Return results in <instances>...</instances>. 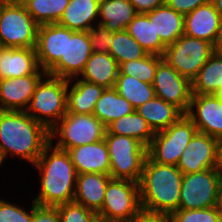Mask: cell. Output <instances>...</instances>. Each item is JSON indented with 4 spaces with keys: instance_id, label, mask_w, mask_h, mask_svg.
<instances>
[{
    "instance_id": "1",
    "label": "cell",
    "mask_w": 222,
    "mask_h": 222,
    "mask_svg": "<svg viewBox=\"0 0 222 222\" xmlns=\"http://www.w3.org/2000/svg\"><path fill=\"white\" fill-rule=\"evenodd\" d=\"M50 143V130L25 111L0 110V150L34 165ZM10 154V155H9Z\"/></svg>"
},
{
    "instance_id": "2",
    "label": "cell",
    "mask_w": 222,
    "mask_h": 222,
    "mask_svg": "<svg viewBox=\"0 0 222 222\" xmlns=\"http://www.w3.org/2000/svg\"><path fill=\"white\" fill-rule=\"evenodd\" d=\"M33 166L41 175L39 194L33 199L37 205L56 207L73 201L77 172L66 150L50 142Z\"/></svg>"
},
{
    "instance_id": "3",
    "label": "cell",
    "mask_w": 222,
    "mask_h": 222,
    "mask_svg": "<svg viewBox=\"0 0 222 222\" xmlns=\"http://www.w3.org/2000/svg\"><path fill=\"white\" fill-rule=\"evenodd\" d=\"M182 171L174 165L145 160L139 181L141 208L171 215L178 210Z\"/></svg>"
},
{
    "instance_id": "4",
    "label": "cell",
    "mask_w": 222,
    "mask_h": 222,
    "mask_svg": "<svg viewBox=\"0 0 222 222\" xmlns=\"http://www.w3.org/2000/svg\"><path fill=\"white\" fill-rule=\"evenodd\" d=\"M67 84L66 79L46 74L25 112L51 130L67 112Z\"/></svg>"
},
{
    "instance_id": "5",
    "label": "cell",
    "mask_w": 222,
    "mask_h": 222,
    "mask_svg": "<svg viewBox=\"0 0 222 222\" xmlns=\"http://www.w3.org/2000/svg\"><path fill=\"white\" fill-rule=\"evenodd\" d=\"M38 24L19 0H0V46L36 48Z\"/></svg>"
},
{
    "instance_id": "6",
    "label": "cell",
    "mask_w": 222,
    "mask_h": 222,
    "mask_svg": "<svg viewBox=\"0 0 222 222\" xmlns=\"http://www.w3.org/2000/svg\"><path fill=\"white\" fill-rule=\"evenodd\" d=\"M112 179L140 181L147 158V147L133 137L105 134Z\"/></svg>"
},
{
    "instance_id": "7",
    "label": "cell",
    "mask_w": 222,
    "mask_h": 222,
    "mask_svg": "<svg viewBox=\"0 0 222 222\" xmlns=\"http://www.w3.org/2000/svg\"><path fill=\"white\" fill-rule=\"evenodd\" d=\"M106 126L93 114H72L68 111L50 130V142L57 138L55 147L68 150L104 139Z\"/></svg>"
},
{
    "instance_id": "8",
    "label": "cell",
    "mask_w": 222,
    "mask_h": 222,
    "mask_svg": "<svg viewBox=\"0 0 222 222\" xmlns=\"http://www.w3.org/2000/svg\"><path fill=\"white\" fill-rule=\"evenodd\" d=\"M196 132L193 121L183 114L168 128L155 132L147 147V156L158 164L177 166L183 151Z\"/></svg>"
},
{
    "instance_id": "9",
    "label": "cell",
    "mask_w": 222,
    "mask_h": 222,
    "mask_svg": "<svg viewBox=\"0 0 222 222\" xmlns=\"http://www.w3.org/2000/svg\"><path fill=\"white\" fill-rule=\"evenodd\" d=\"M222 185L220 168L183 174L178 210L205 209L219 205Z\"/></svg>"
},
{
    "instance_id": "10",
    "label": "cell",
    "mask_w": 222,
    "mask_h": 222,
    "mask_svg": "<svg viewBox=\"0 0 222 222\" xmlns=\"http://www.w3.org/2000/svg\"><path fill=\"white\" fill-rule=\"evenodd\" d=\"M213 53L211 43L183 34L165 48L162 57L181 76L192 81Z\"/></svg>"
},
{
    "instance_id": "11",
    "label": "cell",
    "mask_w": 222,
    "mask_h": 222,
    "mask_svg": "<svg viewBox=\"0 0 222 222\" xmlns=\"http://www.w3.org/2000/svg\"><path fill=\"white\" fill-rule=\"evenodd\" d=\"M139 183L126 179H111L98 216L106 220L129 222L140 210Z\"/></svg>"
},
{
    "instance_id": "12",
    "label": "cell",
    "mask_w": 222,
    "mask_h": 222,
    "mask_svg": "<svg viewBox=\"0 0 222 222\" xmlns=\"http://www.w3.org/2000/svg\"><path fill=\"white\" fill-rule=\"evenodd\" d=\"M155 95L187 114L191 98V81L181 76L164 59L158 64L153 80Z\"/></svg>"
},
{
    "instance_id": "13",
    "label": "cell",
    "mask_w": 222,
    "mask_h": 222,
    "mask_svg": "<svg viewBox=\"0 0 222 222\" xmlns=\"http://www.w3.org/2000/svg\"><path fill=\"white\" fill-rule=\"evenodd\" d=\"M91 54L88 31H72L66 28L65 57H61L47 74L66 80L77 78L82 73Z\"/></svg>"
},
{
    "instance_id": "14",
    "label": "cell",
    "mask_w": 222,
    "mask_h": 222,
    "mask_svg": "<svg viewBox=\"0 0 222 222\" xmlns=\"http://www.w3.org/2000/svg\"><path fill=\"white\" fill-rule=\"evenodd\" d=\"M177 167L183 174L219 168L218 139L197 131L183 151Z\"/></svg>"
},
{
    "instance_id": "15",
    "label": "cell",
    "mask_w": 222,
    "mask_h": 222,
    "mask_svg": "<svg viewBox=\"0 0 222 222\" xmlns=\"http://www.w3.org/2000/svg\"><path fill=\"white\" fill-rule=\"evenodd\" d=\"M186 115L193 121L198 132L218 140L222 138V99L218 95L192 94Z\"/></svg>"
},
{
    "instance_id": "16",
    "label": "cell",
    "mask_w": 222,
    "mask_h": 222,
    "mask_svg": "<svg viewBox=\"0 0 222 222\" xmlns=\"http://www.w3.org/2000/svg\"><path fill=\"white\" fill-rule=\"evenodd\" d=\"M46 74H30L0 80V110L25 111L40 80Z\"/></svg>"
},
{
    "instance_id": "17",
    "label": "cell",
    "mask_w": 222,
    "mask_h": 222,
    "mask_svg": "<svg viewBox=\"0 0 222 222\" xmlns=\"http://www.w3.org/2000/svg\"><path fill=\"white\" fill-rule=\"evenodd\" d=\"M66 27L57 23L39 25L36 54L39 66L48 72L61 57H65Z\"/></svg>"
},
{
    "instance_id": "18",
    "label": "cell",
    "mask_w": 222,
    "mask_h": 222,
    "mask_svg": "<svg viewBox=\"0 0 222 222\" xmlns=\"http://www.w3.org/2000/svg\"><path fill=\"white\" fill-rule=\"evenodd\" d=\"M0 72L2 79L30 74H47L39 66L35 48H3L1 46Z\"/></svg>"
},
{
    "instance_id": "19",
    "label": "cell",
    "mask_w": 222,
    "mask_h": 222,
    "mask_svg": "<svg viewBox=\"0 0 222 222\" xmlns=\"http://www.w3.org/2000/svg\"><path fill=\"white\" fill-rule=\"evenodd\" d=\"M77 174L110 175V157L105 139L67 150Z\"/></svg>"
},
{
    "instance_id": "20",
    "label": "cell",
    "mask_w": 222,
    "mask_h": 222,
    "mask_svg": "<svg viewBox=\"0 0 222 222\" xmlns=\"http://www.w3.org/2000/svg\"><path fill=\"white\" fill-rule=\"evenodd\" d=\"M111 179L110 175L100 173L77 174L73 201L98 213L102 208L106 187Z\"/></svg>"
},
{
    "instance_id": "21",
    "label": "cell",
    "mask_w": 222,
    "mask_h": 222,
    "mask_svg": "<svg viewBox=\"0 0 222 222\" xmlns=\"http://www.w3.org/2000/svg\"><path fill=\"white\" fill-rule=\"evenodd\" d=\"M220 22V15L210 1L184 16V34L212 44Z\"/></svg>"
},
{
    "instance_id": "22",
    "label": "cell",
    "mask_w": 222,
    "mask_h": 222,
    "mask_svg": "<svg viewBox=\"0 0 222 222\" xmlns=\"http://www.w3.org/2000/svg\"><path fill=\"white\" fill-rule=\"evenodd\" d=\"M104 89L103 86L84 81L78 77L68 80L67 111L72 114H92Z\"/></svg>"
},
{
    "instance_id": "23",
    "label": "cell",
    "mask_w": 222,
    "mask_h": 222,
    "mask_svg": "<svg viewBox=\"0 0 222 222\" xmlns=\"http://www.w3.org/2000/svg\"><path fill=\"white\" fill-rule=\"evenodd\" d=\"M118 72L119 65L110 53L92 52L78 78L104 88H114Z\"/></svg>"
},
{
    "instance_id": "24",
    "label": "cell",
    "mask_w": 222,
    "mask_h": 222,
    "mask_svg": "<svg viewBox=\"0 0 222 222\" xmlns=\"http://www.w3.org/2000/svg\"><path fill=\"white\" fill-rule=\"evenodd\" d=\"M99 4L100 0H70L57 24L72 31H89L98 21Z\"/></svg>"
},
{
    "instance_id": "25",
    "label": "cell",
    "mask_w": 222,
    "mask_h": 222,
    "mask_svg": "<svg viewBox=\"0 0 222 222\" xmlns=\"http://www.w3.org/2000/svg\"><path fill=\"white\" fill-rule=\"evenodd\" d=\"M145 14L154 23L155 34L166 47L184 34V15L176 12L166 3Z\"/></svg>"
},
{
    "instance_id": "26",
    "label": "cell",
    "mask_w": 222,
    "mask_h": 222,
    "mask_svg": "<svg viewBox=\"0 0 222 222\" xmlns=\"http://www.w3.org/2000/svg\"><path fill=\"white\" fill-rule=\"evenodd\" d=\"M137 14L129 0H100L97 24L119 32L125 30Z\"/></svg>"
},
{
    "instance_id": "27",
    "label": "cell",
    "mask_w": 222,
    "mask_h": 222,
    "mask_svg": "<svg viewBox=\"0 0 222 222\" xmlns=\"http://www.w3.org/2000/svg\"><path fill=\"white\" fill-rule=\"evenodd\" d=\"M154 132H159L175 123L183 113L174 105L155 96L135 109Z\"/></svg>"
},
{
    "instance_id": "28",
    "label": "cell",
    "mask_w": 222,
    "mask_h": 222,
    "mask_svg": "<svg viewBox=\"0 0 222 222\" xmlns=\"http://www.w3.org/2000/svg\"><path fill=\"white\" fill-rule=\"evenodd\" d=\"M105 134L133 137L148 147L155 135L147 121L136 110L124 117L112 121L106 126Z\"/></svg>"
},
{
    "instance_id": "29",
    "label": "cell",
    "mask_w": 222,
    "mask_h": 222,
    "mask_svg": "<svg viewBox=\"0 0 222 222\" xmlns=\"http://www.w3.org/2000/svg\"><path fill=\"white\" fill-rule=\"evenodd\" d=\"M135 108L114 88H105L100 99L96 102L93 115L105 126L112 121L131 114Z\"/></svg>"
},
{
    "instance_id": "30",
    "label": "cell",
    "mask_w": 222,
    "mask_h": 222,
    "mask_svg": "<svg viewBox=\"0 0 222 222\" xmlns=\"http://www.w3.org/2000/svg\"><path fill=\"white\" fill-rule=\"evenodd\" d=\"M192 94H218L222 89V54L213 53L191 81Z\"/></svg>"
},
{
    "instance_id": "31",
    "label": "cell",
    "mask_w": 222,
    "mask_h": 222,
    "mask_svg": "<svg viewBox=\"0 0 222 222\" xmlns=\"http://www.w3.org/2000/svg\"><path fill=\"white\" fill-rule=\"evenodd\" d=\"M149 54L163 56L166 46L155 34L154 23L145 13H138L125 29Z\"/></svg>"
},
{
    "instance_id": "32",
    "label": "cell",
    "mask_w": 222,
    "mask_h": 222,
    "mask_svg": "<svg viewBox=\"0 0 222 222\" xmlns=\"http://www.w3.org/2000/svg\"><path fill=\"white\" fill-rule=\"evenodd\" d=\"M114 89L136 109L148 100L154 98L153 85L142 82L139 78L118 72Z\"/></svg>"
},
{
    "instance_id": "33",
    "label": "cell",
    "mask_w": 222,
    "mask_h": 222,
    "mask_svg": "<svg viewBox=\"0 0 222 222\" xmlns=\"http://www.w3.org/2000/svg\"><path fill=\"white\" fill-rule=\"evenodd\" d=\"M38 25L57 23L70 0H19Z\"/></svg>"
},
{
    "instance_id": "34",
    "label": "cell",
    "mask_w": 222,
    "mask_h": 222,
    "mask_svg": "<svg viewBox=\"0 0 222 222\" xmlns=\"http://www.w3.org/2000/svg\"><path fill=\"white\" fill-rule=\"evenodd\" d=\"M109 53L119 66L130 60L141 59L148 54L126 30L113 32V42Z\"/></svg>"
},
{
    "instance_id": "35",
    "label": "cell",
    "mask_w": 222,
    "mask_h": 222,
    "mask_svg": "<svg viewBox=\"0 0 222 222\" xmlns=\"http://www.w3.org/2000/svg\"><path fill=\"white\" fill-rule=\"evenodd\" d=\"M162 60V56L148 53L141 59L122 63L119 66V71L122 74L139 78L142 82L152 84L158 64Z\"/></svg>"
},
{
    "instance_id": "36",
    "label": "cell",
    "mask_w": 222,
    "mask_h": 222,
    "mask_svg": "<svg viewBox=\"0 0 222 222\" xmlns=\"http://www.w3.org/2000/svg\"><path fill=\"white\" fill-rule=\"evenodd\" d=\"M170 217L171 222H222L219 206L205 209L177 210Z\"/></svg>"
},
{
    "instance_id": "37",
    "label": "cell",
    "mask_w": 222,
    "mask_h": 222,
    "mask_svg": "<svg viewBox=\"0 0 222 222\" xmlns=\"http://www.w3.org/2000/svg\"><path fill=\"white\" fill-rule=\"evenodd\" d=\"M61 222H91L98 214L74 201L56 206Z\"/></svg>"
},
{
    "instance_id": "38",
    "label": "cell",
    "mask_w": 222,
    "mask_h": 222,
    "mask_svg": "<svg viewBox=\"0 0 222 222\" xmlns=\"http://www.w3.org/2000/svg\"><path fill=\"white\" fill-rule=\"evenodd\" d=\"M91 49L94 53H109L113 42V32L106 29L103 25L97 24L88 31Z\"/></svg>"
},
{
    "instance_id": "39",
    "label": "cell",
    "mask_w": 222,
    "mask_h": 222,
    "mask_svg": "<svg viewBox=\"0 0 222 222\" xmlns=\"http://www.w3.org/2000/svg\"><path fill=\"white\" fill-rule=\"evenodd\" d=\"M33 221V205L31 212L20 208L13 202H7L0 199V222H32Z\"/></svg>"
},
{
    "instance_id": "40",
    "label": "cell",
    "mask_w": 222,
    "mask_h": 222,
    "mask_svg": "<svg viewBox=\"0 0 222 222\" xmlns=\"http://www.w3.org/2000/svg\"><path fill=\"white\" fill-rule=\"evenodd\" d=\"M32 222H61L56 207L40 206L33 201Z\"/></svg>"
},
{
    "instance_id": "41",
    "label": "cell",
    "mask_w": 222,
    "mask_h": 222,
    "mask_svg": "<svg viewBox=\"0 0 222 222\" xmlns=\"http://www.w3.org/2000/svg\"><path fill=\"white\" fill-rule=\"evenodd\" d=\"M211 0H165V3L176 12L187 15L199 6L209 3Z\"/></svg>"
},
{
    "instance_id": "42",
    "label": "cell",
    "mask_w": 222,
    "mask_h": 222,
    "mask_svg": "<svg viewBox=\"0 0 222 222\" xmlns=\"http://www.w3.org/2000/svg\"><path fill=\"white\" fill-rule=\"evenodd\" d=\"M129 222H171V217L166 213L141 209Z\"/></svg>"
},
{
    "instance_id": "43",
    "label": "cell",
    "mask_w": 222,
    "mask_h": 222,
    "mask_svg": "<svg viewBox=\"0 0 222 222\" xmlns=\"http://www.w3.org/2000/svg\"><path fill=\"white\" fill-rule=\"evenodd\" d=\"M137 13H148L162 6L165 0H129Z\"/></svg>"
},
{
    "instance_id": "44",
    "label": "cell",
    "mask_w": 222,
    "mask_h": 222,
    "mask_svg": "<svg viewBox=\"0 0 222 222\" xmlns=\"http://www.w3.org/2000/svg\"><path fill=\"white\" fill-rule=\"evenodd\" d=\"M213 51L218 54H222V20L217 30L216 37L212 43Z\"/></svg>"
},
{
    "instance_id": "45",
    "label": "cell",
    "mask_w": 222,
    "mask_h": 222,
    "mask_svg": "<svg viewBox=\"0 0 222 222\" xmlns=\"http://www.w3.org/2000/svg\"><path fill=\"white\" fill-rule=\"evenodd\" d=\"M222 20V0H211Z\"/></svg>"
},
{
    "instance_id": "46",
    "label": "cell",
    "mask_w": 222,
    "mask_h": 222,
    "mask_svg": "<svg viewBox=\"0 0 222 222\" xmlns=\"http://www.w3.org/2000/svg\"><path fill=\"white\" fill-rule=\"evenodd\" d=\"M218 149H219V168L222 171V138L218 140Z\"/></svg>"
},
{
    "instance_id": "47",
    "label": "cell",
    "mask_w": 222,
    "mask_h": 222,
    "mask_svg": "<svg viewBox=\"0 0 222 222\" xmlns=\"http://www.w3.org/2000/svg\"><path fill=\"white\" fill-rule=\"evenodd\" d=\"M106 219L100 216H96L91 222H105Z\"/></svg>"
},
{
    "instance_id": "48",
    "label": "cell",
    "mask_w": 222,
    "mask_h": 222,
    "mask_svg": "<svg viewBox=\"0 0 222 222\" xmlns=\"http://www.w3.org/2000/svg\"><path fill=\"white\" fill-rule=\"evenodd\" d=\"M219 208H220V212L222 215V185H221V190H220V197H219Z\"/></svg>"
},
{
    "instance_id": "49",
    "label": "cell",
    "mask_w": 222,
    "mask_h": 222,
    "mask_svg": "<svg viewBox=\"0 0 222 222\" xmlns=\"http://www.w3.org/2000/svg\"><path fill=\"white\" fill-rule=\"evenodd\" d=\"M4 160H5V157L2 153V151L0 150V165L3 163Z\"/></svg>"
},
{
    "instance_id": "50",
    "label": "cell",
    "mask_w": 222,
    "mask_h": 222,
    "mask_svg": "<svg viewBox=\"0 0 222 222\" xmlns=\"http://www.w3.org/2000/svg\"><path fill=\"white\" fill-rule=\"evenodd\" d=\"M105 222H126V221L106 220Z\"/></svg>"
},
{
    "instance_id": "51",
    "label": "cell",
    "mask_w": 222,
    "mask_h": 222,
    "mask_svg": "<svg viewBox=\"0 0 222 222\" xmlns=\"http://www.w3.org/2000/svg\"><path fill=\"white\" fill-rule=\"evenodd\" d=\"M222 99V89L217 94Z\"/></svg>"
}]
</instances>
